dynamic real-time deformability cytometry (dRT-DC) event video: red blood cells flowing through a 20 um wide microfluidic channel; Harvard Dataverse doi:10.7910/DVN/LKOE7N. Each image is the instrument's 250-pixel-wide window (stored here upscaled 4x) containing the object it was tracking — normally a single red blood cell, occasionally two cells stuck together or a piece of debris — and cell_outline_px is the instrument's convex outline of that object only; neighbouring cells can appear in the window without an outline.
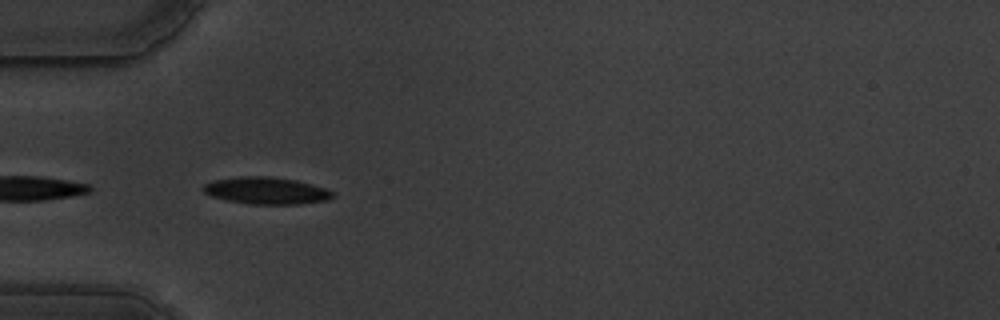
{"species": "common noctule bat (a hibernating species)", "species_latin": "Nyctalus noctula", "temperature_condition": "warm", "stored_images_in_passage": 5, "camera_frame_rate_fps": 3000, "um_per_image_px": 0.085, "animal": {"sex": "male", "body_mass_g": 19.5, "forearm_length_mm": 54.6}, "frame": {"image": 1, "passage_image": 1, "time_ms": 0.0, "image_size_px": [1000, 320], "cell_outline_px": [[336, 196], [328, 200], [300, 204], [252, 204], [228, 200], [212, 196], [204, 192], [200, 188], [204, 184], [212, 180], [240, 176], [268, 176], [296, 180], [312, 184], [336, 192]], "centroid_in_image_um": [22.66, 16.2], "position_along_channel_um": 62.3, "area_um2": 20.52}}